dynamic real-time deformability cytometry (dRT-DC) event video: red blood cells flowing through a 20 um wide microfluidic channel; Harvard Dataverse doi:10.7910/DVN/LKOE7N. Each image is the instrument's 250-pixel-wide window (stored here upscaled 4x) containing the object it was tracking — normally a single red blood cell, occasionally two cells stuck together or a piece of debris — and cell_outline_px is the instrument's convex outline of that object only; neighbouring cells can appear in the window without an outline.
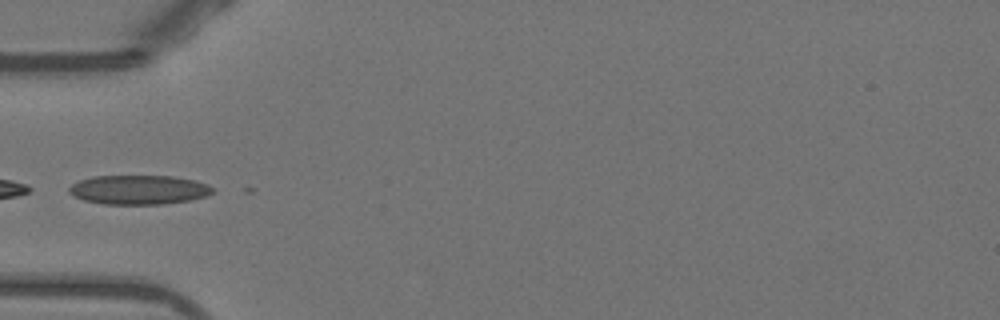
{"species": "Egyptian fruit bat (a non-hibernating species)", "species_latin": "Rousettus aegyptiacus", "temperature_condition": "warm", "stored_images_in_passage": 6, "camera_frame_rate_fps": 3000, "um_per_image_px": 0.085, "animal": {"sex": "female"}, "frame": {"image": 1, "passage_image": 1, "time_ms": 0.0, "image_size_px": [1000, 320], "cell_outline_px": [[216, 188], [208, 196], [192, 200], [164, 204], [104, 204], [84, 200], [68, 192], [68, 188], [72, 184], [80, 180], [92, 176], [172, 176], [196, 180], [208, 184]], "centroid_in_image_um": [11.85, 16.13], "position_along_channel_um": 73.1, "area_um2": 24.68}}
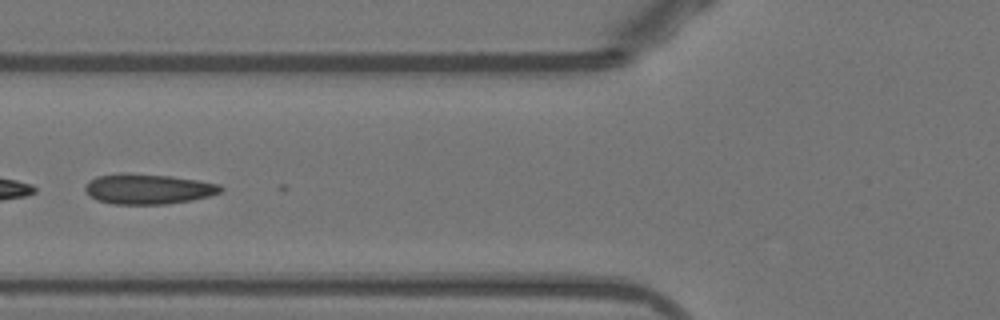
{"frame": {"image": 2, "passage_image": 4, "time_ms": 1.0, "image_size_px": [1000, 320], "cell_outline_px": [[224, 188], [220, 192], [212, 196], [192, 200], [168, 204], [112, 204], [96, 200], [84, 188], [88, 180], [96, 176], [120, 172], [128, 172], [172, 176], [200, 180], [220, 184]], "centroid_in_image_um": [12.61, 16.05], "position_along_channel_um": 113.2, "area_um2": 24.33}}